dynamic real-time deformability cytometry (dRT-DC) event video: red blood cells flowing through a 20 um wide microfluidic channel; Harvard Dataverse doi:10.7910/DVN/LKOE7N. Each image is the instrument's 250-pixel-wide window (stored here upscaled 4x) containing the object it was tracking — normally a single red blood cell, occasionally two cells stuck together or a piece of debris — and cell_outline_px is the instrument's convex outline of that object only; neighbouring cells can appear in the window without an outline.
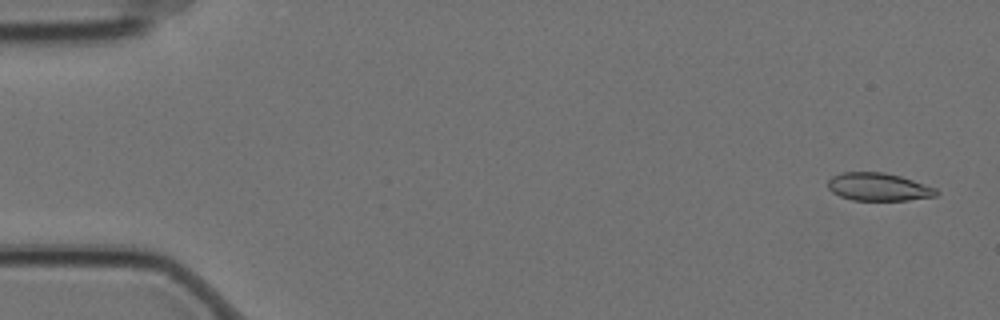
{"species": "Egyptian fruit bat (a non-hibernating species)", "species_latin": "Rousettus aegyptiacus", "temperature_condition": "cold", "stored_images_in_passage": 5, "camera_frame_rate_fps": 3000, "um_per_image_px": 0.085, "animal": {"sex": "female"}, "frame": {"image": 1, "passage_image": 1, "time_ms": 0.0, "image_size_px": [1000, 320], "cell_outline_px": [[940, 192], [936, 196], [908, 200], [852, 200], [840, 196], [832, 192], [828, 188], [828, 180], [832, 176], [840, 172], [884, 172], [900, 176], [936, 188]], "centroid_in_image_um": [74.66, 15.88], "position_along_channel_um": 10.3, "area_um2": 17.63}}
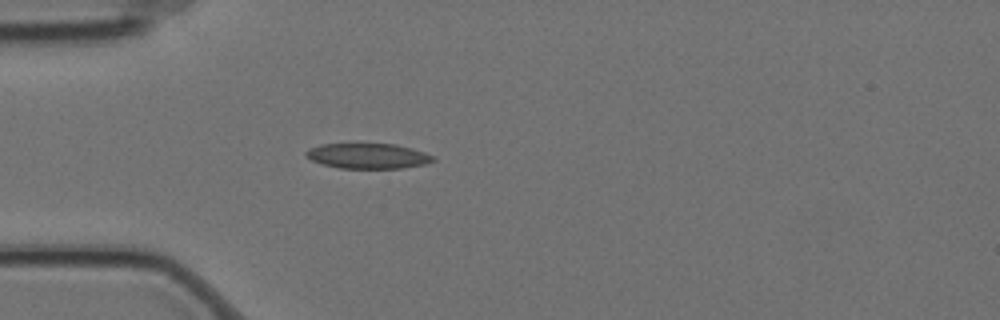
{"frame": {"image": 2, "passage_image": 4, "time_ms": 1.0, "image_size_px": [1000, 320], "cell_outline_px": [[436, 160], [424, 164], [404, 168], [340, 168], [320, 164], [304, 156], [304, 152], [308, 148], [320, 144], [396, 144], [412, 148], [424, 152], [432, 156]], "centroid_in_image_um": [31.22, 13.25], "position_along_channel_um": 53.8, "area_um2": 18.79}}